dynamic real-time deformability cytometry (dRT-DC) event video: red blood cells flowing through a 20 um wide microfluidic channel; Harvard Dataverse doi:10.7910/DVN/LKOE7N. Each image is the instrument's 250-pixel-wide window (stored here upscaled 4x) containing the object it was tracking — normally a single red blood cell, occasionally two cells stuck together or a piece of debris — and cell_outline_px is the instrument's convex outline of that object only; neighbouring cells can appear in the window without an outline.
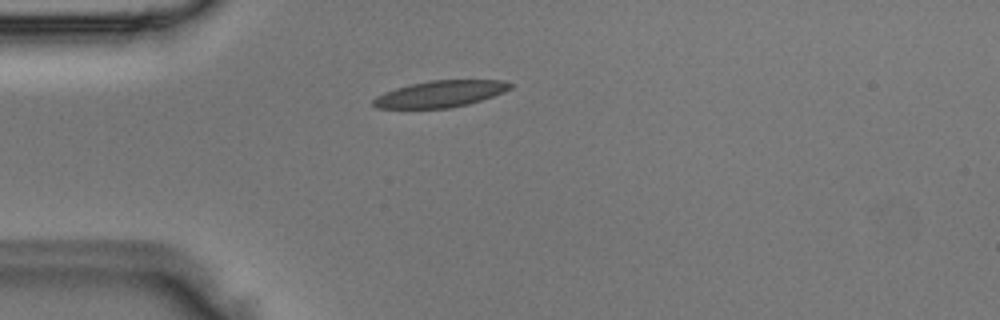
{"species": "Egyptian fruit bat (a non-hibernating species)", "species_latin": "Rousettus aegyptiacus", "temperature_condition": "room temperature", "stored_images_in_passage": 2, "camera_frame_rate_fps": 3000, "um_per_image_px": 0.085, "animal": {"sex": "male"}, "frame": {"image": 1, "passage_image": 1, "time_ms": 0.0, "image_size_px": [1000, 320], "cell_outline_px": [[516, 84], [512, 88], [504, 92], [468, 104], [448, 108], [376, 108], [372, 104], [372, 100], [376, 96], [384, 92], [396, 88], [412, 84], [432, 80], [500, 80]], "centroid_in_image_um": [37.44, 7.98], "position_along_channel_um": 47.6, "area_um2": 21.1}}